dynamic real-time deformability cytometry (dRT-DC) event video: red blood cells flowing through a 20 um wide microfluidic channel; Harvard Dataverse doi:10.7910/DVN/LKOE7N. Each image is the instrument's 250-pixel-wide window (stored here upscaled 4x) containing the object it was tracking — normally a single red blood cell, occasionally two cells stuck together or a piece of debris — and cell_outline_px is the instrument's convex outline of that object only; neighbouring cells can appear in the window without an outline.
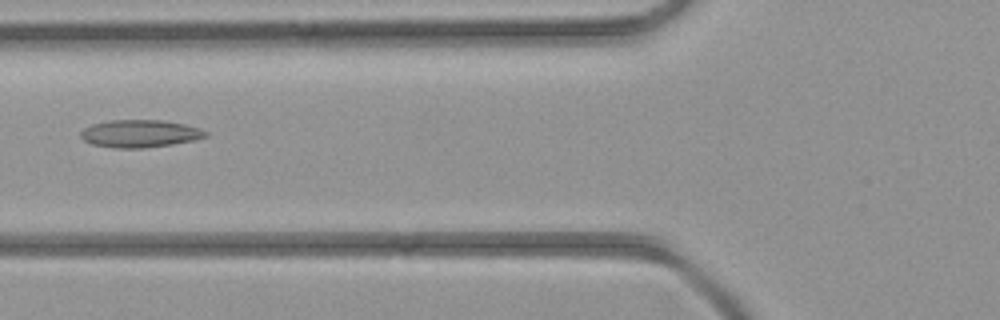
{"species": "common noctule bat (a hibernating species)", "species_latin": "Nyctalus noctula", "temperature_condition": "room temperature", "stored_images_in_passage": 4, "camera_frame_rate_fps": 3000, "um_per_image_px": 0.085, "animal": {"sex": "female", "body_mass_g": 21.9}, "frame": {"image": 1, "passage_image": 4, "time_ms": 3.333, "image_size_px": [1000, 320], "cell_outline_px": [[208, 136], [192, 140], [172, 144], [144, 148], [116, 148], [92, 144], [84, 140], [80, 136], [80, 132], [84, 128], [92, 124], [112, 120], [164, 120], [184, 124], [200, 128], [208, 132]], "centroid_in_image_um": [11.89, 11.35], "position_along_channel_um": 113.9, "area_um2": 20.0}}